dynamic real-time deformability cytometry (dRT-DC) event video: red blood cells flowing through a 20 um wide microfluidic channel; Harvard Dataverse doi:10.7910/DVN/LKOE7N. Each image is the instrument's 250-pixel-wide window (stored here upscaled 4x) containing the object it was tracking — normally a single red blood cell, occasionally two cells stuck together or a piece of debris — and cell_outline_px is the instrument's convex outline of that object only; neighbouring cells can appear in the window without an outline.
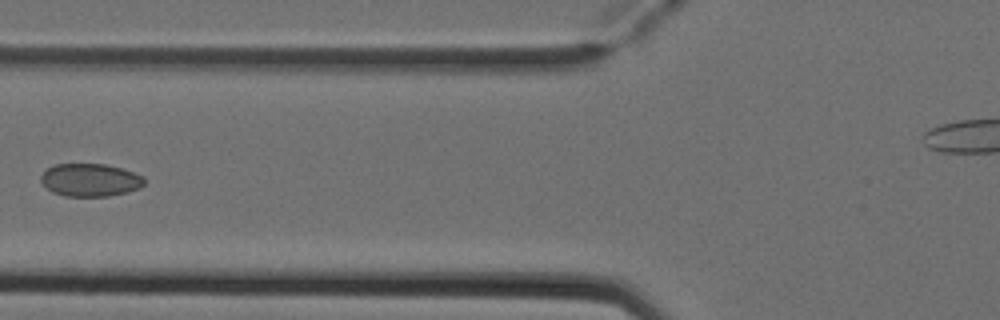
{"species": "Egyptian fruit bat (a non-hibernating species)", "species_latin": "Rousettus aegyptiacus", "temperature_condition": "cold", "stored_images_in_passage": 5, "camera_frame_rate_fps": 3000, "um_per_image_px": 0.085, "animal": {"sex": "female"}, "frame": {"image": 1, "passage_image": 4, "time_ms": 1.0, "image_size_px": [1000, 320], "cell_outline_px": [[144, 184], [140, 188], [128, 192], [108, 196], [64, 196], [52, 192], [40, 180], [40, 176], [48, 168], [56, 164], [104, 164], [120, 168], [144, 176]], "centroid_in_image_um": [7.67, 15.3], "position_along_channel_um": 118.1, "area_um2": 19.71}}
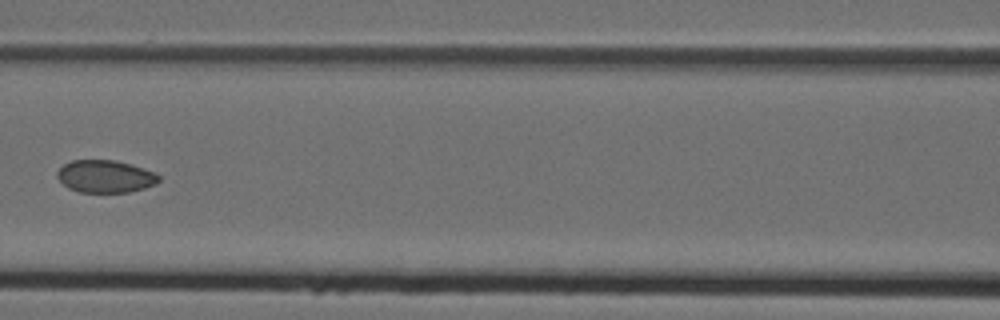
{"frame": {"image": 2, "passage_image": 5, "time_ms": 1.333, "image_size_px": [1000, 320], "cell_outline_px": [[160, 180], [156, 184], [144, 188], [128, 192], [80, 192], [68, 188], [56, 176], [56, 172], [64, 164], [72, 160], [116, 160], [152, 172], [160, 176]], "centroid_in_image_um": [8.92, 15.0], "position_along_channel_um": 157.7, "area_um2": 19.02}}